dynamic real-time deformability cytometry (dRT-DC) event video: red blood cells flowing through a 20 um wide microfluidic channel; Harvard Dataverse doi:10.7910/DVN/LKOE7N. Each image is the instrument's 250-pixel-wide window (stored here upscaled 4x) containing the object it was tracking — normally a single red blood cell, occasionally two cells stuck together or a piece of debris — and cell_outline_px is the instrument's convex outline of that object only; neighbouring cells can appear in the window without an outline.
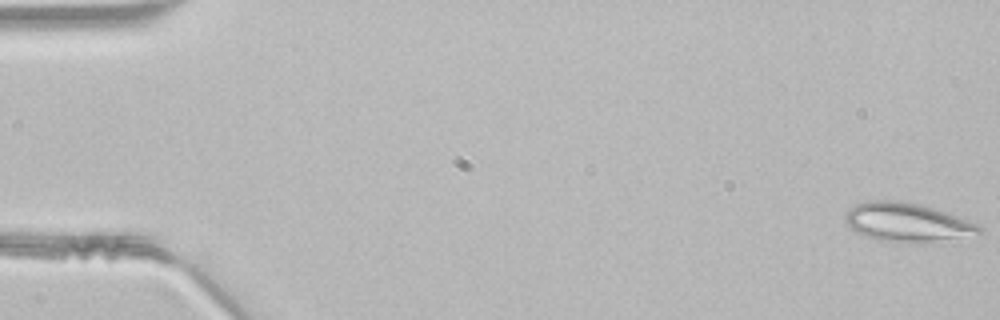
{"species": "common noctule bat (a hibernating species)", "species_latin": "Nyctalus noctula", "temperature_condition": "room temperature", "stored_images_in_passage": 2, "camera_frame_rate_fps": 3000, "um_per_image_px": 0.085, "animal": {"sex": "male", "body_mass_g": 21.5, "forearm_length_mm": 52.0}, "frame": {"image": 1, "passage_image": 1, "time_ms": 0.0, "image_size_px": [1000, 320], "cell_outline_px": [[984, 232], [920, 244], [900, 244], [876, 240], [864, 236], [856, 232], [844, 220], [844, 216], [848, 208], [856, 204], [868, 200], [900, 200], [924, 204], [936, 208], [976, 224], [984, 228]], "centroid_in_image_um": [77.05, 18.9], "position_along_channel_um": 8.0, "area_um2": 30.87}}